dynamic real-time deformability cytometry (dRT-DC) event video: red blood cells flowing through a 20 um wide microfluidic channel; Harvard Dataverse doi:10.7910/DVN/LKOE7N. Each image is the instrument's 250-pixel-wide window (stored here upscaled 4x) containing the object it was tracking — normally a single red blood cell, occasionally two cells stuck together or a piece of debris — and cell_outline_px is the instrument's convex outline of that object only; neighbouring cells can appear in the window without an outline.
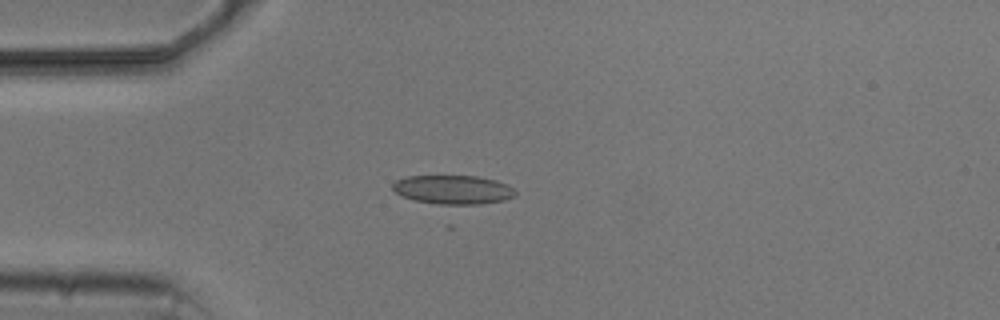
{"species": "common noctule bat (a hibernating species)", "species_latin": "Nyctalus noctula", "temperature_condition": "cold", "stored_images_in_passage": 1, "camera_frame_rate_fps": 3000, "um_per_image_px": 0.085, "animal": {"sex": "male", "body_mass_g": 20.5, "forearm_length_mm": 52.5}, "frame": {"image": 1, "passage_image": 1, "time_ms": 0.0, "image_size_px": [1000, 320], "cell_outline_px": [[516, 196], [504, 200], [480, 204], [452, 208], [448, 208], [416, 200], [404, 196], [396, 192], [392, 188], [392, 184], [396, 180], [408, 176], [476, 176], [496, 180], [508, 184], [516, 192]], "centroid_in_image_um": [38.53, 16.17], "position_along_channel_um": 46.5, "area_um2": 21.39}}